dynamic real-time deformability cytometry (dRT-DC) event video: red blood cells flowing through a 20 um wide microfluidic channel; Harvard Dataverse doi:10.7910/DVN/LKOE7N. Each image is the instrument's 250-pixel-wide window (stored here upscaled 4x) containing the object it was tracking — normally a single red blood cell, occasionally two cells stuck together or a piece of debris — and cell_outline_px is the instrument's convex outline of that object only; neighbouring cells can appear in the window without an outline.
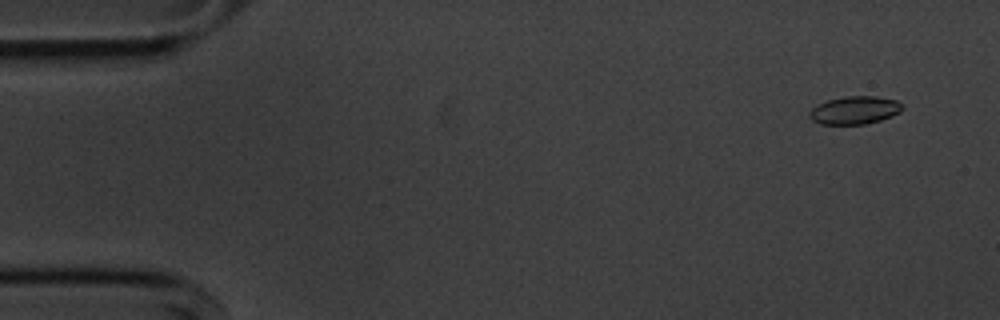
{"species": "common noctule bat (a hibernating species)", "species_latin": "Nyctalus noctula", "temperature_condition": "cold", "stored_images_in_passage": 11, "camera_frame_rate_fps": 3000, "um_per_image_px": 0.085, "animal": {"sex": "male", "body_mass_g": 20.1, "forearm_length_mm": 53.5}, "frame": {"image": 1, "passage_image": 4, "time_ms": 1.0, "image_size_px": [1000, 320], "cell_outline_px": [[904, 108], [900, 112], [892, 116], [880, 120], [864, 124], [820, 124], [812, 120], [808, 116], [808, 112], [812, 108], [828, 100], [844, 96], [876, 96], [896, 100], [904, 104]], "centroid_in_image_um": [72.67, 9.36], "position_along_channel_um": 12.3, "area_um2": 15.2}}